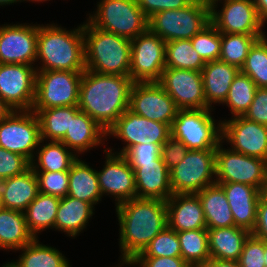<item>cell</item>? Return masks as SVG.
Returning a JSON list of instances; mask_svg holds the SVG:
<instances>
[{"instance_id": "obj_45", "label": "cell", "mask_w": 267, "mask_h": 267, "mask_svg": "<svg viewBox=\"0 0 267 267\" xmlns=\"http://www.w3.org/2000/svg\"><path fill=\"white\" fill-rule=\"evenodd\" d=\"M30 168V162L22 155L0 147V181L23 174Z\"/></svg>"}, {"instance_id": "obj_12", "label": "cell", "mask_w": 267, "mask_h": 267, "mask_svg": "<svg viewBox=\"0 0 267 267\" xmlns=\"http://www.w3.org/2000/svg\"><path fill=\"white\" fill-rule=\"evenodd\" d=\"M166 42L149 29L131 40L130 72L134 82H158L165 65Z\"/></svg>"}, {"instance_id": "obj_35", "label": "cell", "mask_w": 267, "mask_h": 267, "mask_svg": "<svg viewBox=\"0 0 267 267\" xmlns=\"http://www.w3.org/2000/svg\"><path fill=\"white\" fill-rule=\"evenodd\" d=\"M60 198L39 193L24 211L29 232L38 238L44 229H53Z\"/></svg>"}, {"instance_id": "obj_52", "label": "cell", "mask_w": 267, "mask_h": 267, "mask_svg": "<svg viewBox=\"0 0 267 267\" xmlns=\"http://www.w3.org/2000/svg\"><path fill=\"white\" fill-rule=\"evenodd\" d=\"M199 267H240L238 261L218 260L210 258L206 263Z\"/></svg>"}, {"instance_id": "obj_17", "label": "cell", "mask_w": 267, "mask_h": 267, "mask_svg": "<svg viewBox=\"0 0 267 267\" xmlns=\"http://www.w3.org/2000/svg\"><path fill=\"white\" fill-rule=\"evenodd\" d=\"M158 83L178 109H207L201 71L165 68Z\"/></svg>"}, {"instance_id": "obj_33", "label": "cell", "mask_w": 267, "mask_h": 267, "mask_svg": "<svg viewBox=\"0 0 267 267\" xmlns=\"http://www.w3.org/2000/svg\"><path fill=\"white\" fill-rule=\"evenodd\" d=\"M32 111L39 120L41 139L60 141L70 129L71 118H74L80 109L78 106H65Z\"/></svg>"}, {"instance_id": "obj_5", "label": "cell", "mask_w": 267, "mask_h": 267, "mask_svg": "<svg viewBox=\"0 0 267 267\" xmlns=\"http://www.w3.org/2000/svg\"><path fill=\"white\" fill-rule=\"evenodd\" d=\"M209 0H193L185 8L164 10L148 19V29L165 42L191 39L210 23Z\"/></svg>"}, {"instance_id": "obj_50", "label": "cell", "mask_w": 267, "mask_h": 267, "mask_svg": "<svg viewBox=\"0 0 267 267\" xmlns=\"http://www.w3.org/2000/svg\"><path fill=\"white\" fill-rule=\"evenodd\" d=\"M127 265L135 267H191L182 257H135Z\"/></svg>"}, {"instance_id": "obj_23", "label": "cell", "mask_w": 267, "mask_h": 267, "mask_svg": "<svg viewBox=\"0 0 267 267\" xmlns=\"http://www.w3.org/2000/svg\"><path fill=\"white\" fill-rule=\"evenodd\" d=\"M135 174L136 198L161 199L167 201L173 194L170 170L160 156L154 162L131 167Z\"/></svg>"}, {"instance_id": "obj_22", "label": "cell", "mask_w": 267, "mask_h": 267, "mask_svg": "<svg viewBox=\"0 0 267 267\" xmlns=\"http://www.w3.org/2000/svg\"><path fill=\"white\" fill-rule=\"evenodd\" d=\"M168 227L176 232L207 229L197 194H172L166 201Z\"/></svg>"}, {"instance_id": "obj_7", "label": "cell", "mask_w": 267, "mask_h": 267, "mask_svg": "<svg viewBox=\"0 0 267 267\" xmlns=\"http://www.w3.org/2000/svg\"><path fill=\"white\" fill-rule=\"evenodd\" d=\"M212 109H179L170 127L171 136L189 150L216 149L221 142L222 123L212 117Z\"/></svg>"}, {"instance_id": "obj_37", "label": "cell", "mask_w": 267, "mask_h": 267, "mask_svg": "<svg viewBox=\"0 0 267 267\" xmlns=\"http://www.w3.org/2000/svg\"><path fill=\"white\" fill-rule=\"evenodd\" d=\"M205 62L193 48L191 39L166 42V68L201 71Z\"/></svg>"}, {"instance_id": "obj_58", "label": "cell", "mask_w": 267, "mask_h": 267, "mask_svg": "<svg viewBox=\"0 0 267 267\" xmlns=\"http://www.w3.org/2000/svg\"><path fill=\"white\" fill-rule=\"evenodd\" d=\"M22 1H27V2L28 1H31V2H44V1H48V0H22Z\"/></svg>"}, {"instance_id": "obj_8", "label": "cell", "mask_w": 267, "mask_h": 267, "mask_svg": "<svg viewBox=\"0 0 267 267\" xmlns=\"http://www.w3.org/2000/svg\"><path fill=\"white\" fill-rule=\"evenodd\" d=\"M84 71H37L35 99L31 110L78 106Z\"/></svg>"}, {"instance_id": "obj_14", "label": "cell", "mask_w": 267, "mask_h": 267, "mask_svg": "<svg viewBox=\"0 0 267 267\" xmlns=\"http://www.w3.org/2000/svg\"><path fill=\"white\" fill-rule=\"evenodd\" d=\"M107 136L120 138L126 143L117 154L123 155L137 144H164L171 136L168 124L149 120L127 109L107 131Z\"/></svg>"}, {"instance_id": "obj_59", "label": "cell", "mask_w": 267, "mask_h": 267, "mask_svg": "<svg viewBox=\"0 0 267 267\" xmlns=\"http://www.w3.org/2000/svg\"><path fill=\"white\" fill-rule=\"evenodd\" d=\"M3 206H2V201H1V192H0V209H2Z\"/></svg>"}, {"instance_id": "obj_57", "label": "cell", "mask_w": 267, "mask_h": 267, "mask_svg": "<svg viewBox=\"0 0 267 267\" xmlns=\"http://www.w3.org/2000/svg\"><path fill=\"white\" fill-rule=\"evenodd\" d=\"M264 257H265V267H267V241H264Z\"/></svg>"}, {"instance_id": "obj_28", "label": "cell", "mask_w": 267, "mask_h": 267, "mask_svg": "<svg viewBox=\"0 0 267 267\" xmlns=\"http://www.w3.org/2000/svg\"><path fill=\"white\" fill-rule=\"evenodd\" d=\"M208 230L210 257L218 260L238 261L250 231L238 227Z\"/></svg>"}, {"instance_id": "obj_15", "label": "cell", "mask_w": 267, "mask_h": 267, "mask_svg": "<svg viewBox=\"0 0 267 267\" xmlns=\"http://www.w3.org/2000/svg\"><path fill=\"white\" fill-rule=\"evenodd\" d=\"M130 111L170 127L179 110L158 82H134L129 100Z\"/></svg>"}, {"instance_id": "obj_18", "label": "cell", "mask_w": 267, "mask_h": 267, "mask_svg": "<svg viewBox=\"0 0 267 267\" xmlns=\"http://www.w3.org/2000/svg\"><path fill=\"white\" fill-rule=\"evenodd\" d=\"M221 123V141L228 142L231 150L267 161L266 125L247 120L243 116L231 117Z\"/></svg>"}, {"instance_id": "obj_9", "label": "cell", "mask_w": 267, "mask_h": 267, "mask_svg": "<svg viewBox=\"0 0 267 267\" xmlns=\"http://www.w3.org/2000/svg\"><path fill=\"white\" fill-rule=\"evenodd\" d=\"M215 167L216 149L189 150L183 161L170 170L173 194H197L216 183Z\"/></svg>"}, {"instance_id": "obj_29", "label": "cell", "mask_w": 267, "mask_h": 267, "mask_svg": "<svg viewBox=\"0 0 267 267\" xmlns=\"http://www.w3.org/2000/svg\"><path fill=\"white\" fill-rule=\"evenodd\" d=\"M197 195L203 208L207 229L235 226L226 194L219 184L206 186Z\"/></svg>"}, {"instance_id": "obj_46", "label": "cell", "mask_w": 267, "mask_h": 267, "mask_svg": "<svg viewBox=\"0 0 267 267\" xmlns=\"http://www.w3.org/2000/svg\"><path fill=\"white\" fill-rule=\"evenodd\" d=\"M163 144H137L131 146L123 156L130 167H141V163L154 162L161 156Z\"/></svg>"}, {"instance_id": "obj_47", "label": "cell", "mask_w": 267, "mask_h": 267, "mask_svg": "<svg viewBox=\"0 0 267 267\" xmlns=\"http://www.w3.org/2000/svg\"><path fill=\"white\" fill-rule=\"evenodd\" d=\"M188 151L182 141L170 136L162 146L161 157L166 167L171 170L183 161Z\"/></svg>"}, {"instance_id": "obj_36", "label": "cell", "mask_w": 267, "mask_h": 267, "mask_svg": "<svg viewBox=\"0 0 267 267\" xmlns=\"http://www.w3.org/2000/svg\"><path fill=\"white\" fill-rule=\"evenodd\" d=\"M181 248V257L191 266L199 267L210 257L208 230H187L177 232Z\"/></svg>"}, {"instance_id": "obj_26", "label": "cell", "mask_w": 267, "mask_h": 267, "mask_svg": "<svg viewBox=\"0 0 267 267\" xmlns=\"http://www.w3.org/2000/svg\"><path fill=\"white\" fill-rule=\"evenodd\" d=\"M105 138L107 139V132L94 119L80 111L71 118L70 129L60 141L79 157L77 153L83 154L97 147L104 142Z\"/></svg>"}, {"instance_id": "obj_32", "label": "cell", "mask_w": 267, "mask_h": 267, "mask_svg": "<svg viewBox=\"0 0 267 267\" xmlns=\"http://www.w3.org/2000/svg\"><path fill=\"white\" fill-rule=\"evenodd\" d=\"M40 143L35 153L37 158L34 156L30 162L34 171H69L72 163L78 158L61 141L50 140L43 144L44 140L41 139Z\"/></svg>"}, {"instance_id": "obj_48", "label": "cell", "mask_w": 267, "mask_h": 267, "mask_svg": "<svg viewBox=\"0 0 267 267\" xmlns=\"http://www.w3.org/2000/svg\"><path fill=\"white\" fill-rule=\"evenodd\" d=\"M243 117L267 126V87L256 89L254 99Z\"/></svg>"}, {"instance_id": "obj_43", "label": "cell", "mask_w": 267, "mask_h": 267, "mask_svg": "<svg viewBox=\"0 0 267 267\" xmlns=\"http://www.w3.org/2000/svg\"><path fill=\"white\" fill-rule=\"evenodd\" d=\"M39 193L63 198L68 194L69 171H34Z\"/></svg>"}, {"instance_id": "obj_40", "label": "cell", "mask_w": 267, "mask_h": 267, "mask_svg": "<svg viewBox=\"0 0 267 267\" xmlns=\"http://www.w3.org/2000/svg\"><path fill=\"white\" fill-rule=\"evenodd\" d=\"M257 88L267 87V36L257 39L249 49L244 65L240 68Z\"/></svg>"}, {"instance_id": "obj_24", "label": "cell", "mask_w": 267, "mask_h": 267, "mask_svg": "<svg viewBox=\"0 0 267 267\" xmlns=\"http://www.w3.org/2000/svg\"><path fill=\"white\" fill-rule=\"evenodd\" d=\"M2 206L24 212L39 194L38 180L30 167L23 174L0 181Z\"/></svg>"}, {"instance_id": "obj_56", "label": "cell", "mask_w": 267, "mask_h": 267, "mask_svg": "<svg viewBox=\"0 0 267 267\" xmlns=\"http://www.w3.org/2000/svg\"><path fill=\"white\" fill-rule=\"evenodd\" d=\"M22 2V0H0V6L10 5L12 3Z\"/></svg>"}, {"instance_id": "obj_49", "label": "cell", "mask_w": 267, "mask_h": 267, "mask_svg": "<svg viewBox=\"0 0 267 267\" xmlns=\"http://www.w3.org/2000/svg\"><path fill=\"white\" fill-rule=\"evenodd\" d=\"M138 6L143 11V13L148 17V19L161 11L164 10H176L180 8H185L193 0H136Z\"/></svg>"}, {"instance_id": "obj_25", "label": "cell", "mask_w": 267, "mask_h": 267, "mask_svg": "<svg viewBox=\"0 0 267 267\" xmlns=\"http://www.w3.org/2000/svg\"><path fill=\"white\" fill-rule=\"evenodd\" d=\"M240 69L221 60L207 62L201 70L207 109H213L212 103L223 104L230 86Z\"/></svg>"}, {"instance_id": "obj_39", "label": "cell", "mask_w": 267, "mask_h": 267, "mask_svg": "<svg viewBox=\"0 0 267 267\" xmlns=\"http://www.w3.org/2000/svg\"><path fill=\"white\" fill-rule=\"evenodd\" d=\"M265 35L221 33V54L219 60L237 66L244 65L249 49L254 42Z\"/></svg>"}, {"instance_id": "obj_30", "label": "cell", "mask_w": 267, "mask_h": 267, "mask_svg": "<svg viewBox=\"0 0 267 267\" xmlns=\"http://www.w3.org/2000/svg\"><path fill=\"white\" fill-rule=\"evenodd\" d=\"M69 196L86 201L93 207L102 199L96 170L77 158L69 170Z\"/></svg>"}, {"instance_id": "obj_60", "label": "cell", "mask_w": 267, "mask_h": 267, "mask_svg": "<svg viewBox=\"0 0 267 267\" xmlns=\"http://www.w3.org/2000/svg\"><path fill=\"white\" fill-rule=\"evenodd\" d=\"M1 267H10L7 263L3 264Z\"/></svg>"}, {"instance_id": "obj_11", "label": "cell", "mask_w": 267, "mask_h": 267, "mask_svg": "<svg viewBox=\"0 0 267 267\" xmlns=\"http://www.w3.org/2000/svg\"><path fill=\"white\" fill-rule=\"evenodd\" d=\"M221 141L216 148V183H243L258 188L264 184L267 161L225 149Z\"/></svg>"}, {"instance_id": "obj_38", "label": "cell", "mask_w": 267, "mask_h": 267, "mask_svg": "<svg viewBox=\"0 0 267 267\" xmlns=\"http://www.w3.org/2000/svg\"><path fill=\"white\" fill-rule=\"evenodd\" d=\"M257 86L254 81L241 71L235 76L223 104L230 107L232 117L244 116L249 109Z\"/></svg>"}, {"instance_id": "obj_10", "label": "cell", "mask_w": 267, "mask_h": 267, "mask_svg": "<svg viewBox=\"0 0 267 267\" xmlns=\"http://www.w3.org/2000/svg\"><path fill=\"white\" fill-rule=\"evenodd\" d=\"M41 141L38 117L32 110H16L0 122V147L29 162Z\"/></svg>"}, {"instance_id": "obj_51", "label": "cell", "mask_w": 267, "mask_h": 267, "mask_svg": "<svg viewBox=\"0 0 267 267\" xmlns=\"http://www.w3.org/2000/svg\"><path fill=\"white\" fill-rule=\"evenodd\" d=\"M251 234L263 241H267V199L262 196L258 202L257 220Z\"/></svg>"}, {"instance_id": "obj_34", "label": "cell", "mask_w": 267, "mask_h": 267, "mask_svg": "<svg viewBox=\"0 0 267 267\" xmlns=\"http://www.w3.org/2000/svg\"><path fill=\"white\" fill-rule=\"evenodd\" d=\"M20 250L19 259L7 263L10 267H71L64 254L54 247L40 244L38 238Z\"/></svg>"}, {"instance_id": "obj_4", "label": "cell", "mask_w": 267, "mask_h": 267, "mask_svg": "<svg viewBox=\"0 0 267 267\" xmlns=\"http://www.w3.org/2000/svg\"><path fill=\"white\" fill-rule=\"evenodd\" d=\"M85 69L129 76L131 40L83 22Z\"/></svg>"}, {"instance_id": "obj_54", "label": "cell", "mask_w": 267, "mask_h": 267, "mask_svg": "<svg viewBox=\"0 0 267 267\" xmlns=\"http://www.w3.org/2000/svg\"><path fill=\"white\" fill-rule=\"evenodd\" d=\"M14 110L0 97V122L7 118Z\"/></svg>"}, {"instance_id": "obj_31", "label": "cell", "mask_w": 267, "mask_h": 267, "mask_svg": "<svg viewBox=\"0 0 267 267\" xmlns=\"http://www.w3.org/2000/svg\"><path fill=\"white\" fill-rule=\"evenodd\" d=\"M33 239L34 236L27 228L24 212L0 209V249L18 251Z\"/></svg>"}, {"instance_id": "obj_3", "label": "cell", "mask_w": 267, "mask_h": 267, "mask_svg": "<svg viewBox=\"0 0 267 267\" xmlns=\"http://www.w3.org/2000/svg\"><path fill=\"white\" fill-rule=\"evenodd\" d=\"M36 71H85L83 24L73 30L57 24H38Z\"/></svg>"}, {"instance_id": "obj_19", "label": "cell", "mask_w": 267, "mask_h": 267, "mask_svg": "<svg viewBox=\"0 0 267 267\" xmlns=\"http://www.w3.org/2000/svg\"><path fill=\"white\" fill-rule=\"evenodd\" d=\"M109 149V150H108ZM113 149L107 148L105 165L97 171L98 183L102 196H114L115 205L136 198V184L134 170L127 159Z\"/></svg>"}, {"instance_id": "obj_16", "label": "cell", "mask_w": 267, "mask_h": 267, "mask_svg": "<svg viewBox=\"0 0 267 267\" xmlns=\"http://www.w3.org/2000/svg\"><path fill=\"white\" fill-rule=\"evenodd\" d=\"M36 67L0 64V97L14 110H31L35 99Z\"/></svg>"}, {"instance_id": "obj_6", "label": "cell", "mask_w": 267, "mask_h": 267, "mask_svg": "<svg viewBox=\"0 0 267 267\" xmlns=\"http://www.w3.org/2000/svg\"><path fill=\"white\" fill-rule=\"evenodd\" d=\"M87 18L94 27L133 40L148 30V17L136 0H101Z\"/></svg>"}, {"instance_id": "obj_2", "label": "cell", "mask_w": 267, "mask_h": 267, "mask_svg": "<svg viewBox=\"0 0 267 267\" xmlns=\"http://www.w3.org/2000/svg\"><path fill=\"white\" fill-rule=\"evenodd\" d=\"M133 84L130 76L85 70L81 77L78 108L107 132L129 108Z\"/></svg>"}, {"instance_id": "obj_21", "label": "cell", "mask_w": 267, "mask_h": 267, "mask_svg": "<svg viewBox=\"0 0 267 267\" xmlns=\"http://www.w3.org/2000/svg\"><path fill=\"white\" fill-rule=\"evenodd\" d=\"M228 200L232 211L235 226L253 231L257 220V207L261 197V191L243 183H217Z\"/></svg>"}, {"instance_id": "obj_53", "label": "cell", "mask_w": 267, "mask_h": 267, "mask_svg": "<svg viewBox=\"0 0 267 267\" xmlns=\"http://www.w3.org/2000/svg\"><path fill=\"white\" fill-rule=\"evenodd\" d=\"M263 25L267 21V0H252Z\"/></svg>"}, {"instance_id": "obj_41", "label": "cell", "mask_w": 267, "mask_h": 267, "mask_svg": "<svg viewBox=\"0 0 267 267\" xmlns=\"http://www.w3.org/2000/svg\"><path fill=\"white\" fill-rule=\"evenodd\" d=\"M136 257H181L177 232L167 226Z\"/></svg>"}, {"instance_id": "obj_44", "label": "cell", "mask_w": 267, "mask_h": 267, "mask_svg": "<svg viewBox=\"0 0 267 267\" xmlns=\"http://www.w3.org/2000/svg\"><path fill=\"white\" fill-rule=\"evenodd\" d=\"M264 241L253 234L246 239L238 263L240 267H265Z\"/></svg>"}, {"instance_id": "obj_1", "label": "cell", "mask_w": 267, "mask_h": 267, "mask_svg": "<svg viewBox=\"0 0 267 267\" xmlns=\"http://www.w3.org/2000/svg\"><path fill=\"white\" fill-rule=\"evenodd\" d=\"M121 261L127 265L167 226L166 201L134 198L116 206Z\"/></svg>"}, {"instance_id": "obj_55", "label": "cell", "mask_w": 267, "mask_h": 267, "mask_svg": "<svg viewBox=\"0 0 267 267\" xmlns=\"http://www.w3.org/2000/svg\"><path fill=\"white\" fill-rule=\"evenodd\" d=\"M261 196L267 199V172H266V176L264 179L263 187L261 189Z\"/></svg>"}, {"instance_id": "obj_42", "label": "cell", "mask_w": 267, "mask_h": 267, "mask_svg": "<svg viewBox=\"0 0 267 267\" xmlns=\"http://www.w3.org/2000/svg\"><path fill=\"white\" fill-rule=\"evenodd\" d=\"M193 48L205 63L219 60L221 54V32L210 22L191 38Z\"/></svg>"}, {"instance_id": "obj_20", "label": "cell", "mask_w": 267, "mask_h": 267, "mask_svg": "<svg viewBox=\"0 0 267 267\" xmlns=\"http://www.w3.org/2000/svg\"><path fill=\"white\" fill-rule=\"evenodd\" d=\"M38 25L4 24L0 26V64L35 65Z\"/></svg>"}, {"instance_id": "obj_13", "label": "cell", "mask_w": 267, "mask_h": 267, "mask_svg": "<svg viewBox=\"0 0 267 267\" xmlns=\"http://www.w3.org/2000/svg\"><path fill=\"white\" fill-rule=\"evenodd\" d=\"M223 7L217 10L218 2ZM210 21L221 33L265 35L256 6L252 0H209Z\"/></svg>"}, {"instance_id": "obj_27", "label": "cell", "mask_w": 267, "mask_h": 267, "mask_svg": "<svg viewBox=\"0 0 267 267\" xmlns=\"http://www.w3.org/2000/svg\"><path fill=\"white\" fill-rule=\"evenodd\" d=\"M94 208L86 201L66 195L60 198L54 228L75 238L86 228L94 214Z\"/></svg>"}]
</instances>
